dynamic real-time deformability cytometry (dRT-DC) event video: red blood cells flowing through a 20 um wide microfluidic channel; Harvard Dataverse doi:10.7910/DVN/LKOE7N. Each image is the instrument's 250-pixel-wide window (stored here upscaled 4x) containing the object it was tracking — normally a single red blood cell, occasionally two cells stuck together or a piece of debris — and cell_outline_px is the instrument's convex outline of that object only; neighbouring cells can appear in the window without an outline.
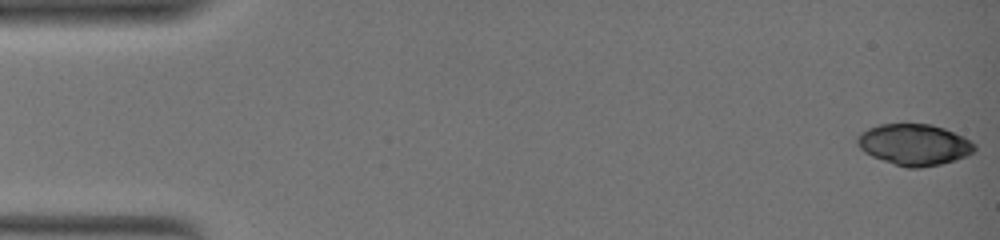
{"species": "common noctule bat (a hibernating species)", "species_latin": "Nyctalus noctula", "temperature_condition": "warm", "stored_images_in_passage": 69, "camera_frame_rate_fps": 3000, "um_per_image_px": 0.085, "animal": {"sex": "female", "body_mass_g": 19.0, "forearm_length_mm": 51.5}, "frame": {"image": 1, "passage_image": 1, "time_ms": 0.0, "image_size_px": [1000, 240], "cell_outline_px": [[976, 148], [972, 152], [956, 160], [940, 164], [920, 168], [908, 168], [872, 156], [864, 152], [856, 144], [856, 136], [860, 132], [868, 128], [880, 124], [932, 124], [944, 128], [964, 136], [976, 144]], "centroid_in_image_um": [77.69, 12.28], "position_along_channel_um": 7.3, "area_um2": 28.21}}